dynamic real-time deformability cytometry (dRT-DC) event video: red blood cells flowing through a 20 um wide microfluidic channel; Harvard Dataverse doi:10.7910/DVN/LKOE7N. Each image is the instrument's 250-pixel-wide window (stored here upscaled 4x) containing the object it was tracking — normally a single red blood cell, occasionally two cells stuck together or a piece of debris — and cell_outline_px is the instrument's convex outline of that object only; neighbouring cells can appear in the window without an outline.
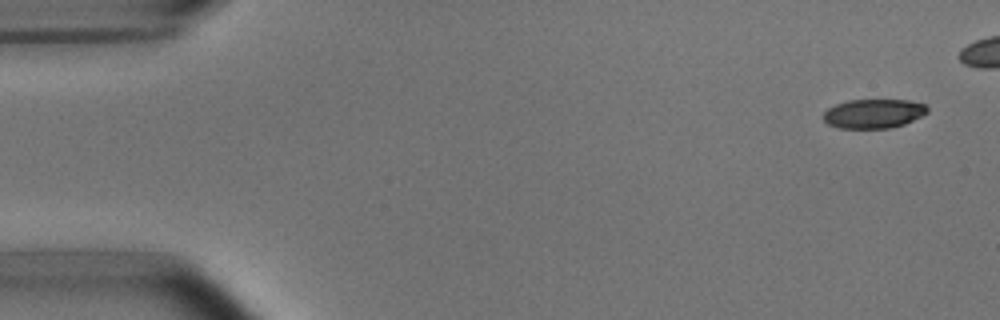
{"species": "common noctule bat (a hibernating species)", "species_latin": "Nyctalus noctula", "temperature_condition": "room temperature", "stored_images_in_passage": 5, "camera_frame_rate_fps": 3000, "um_per_image_px": 0.085, "animal": {"sex": "male", "body_mass_g": 15.6}, "frame": {"image": 1, "passage_image": 1, "time_ms": 0.0, "image_size_px": [1000, 320], "cell_outline_px": [[928, 112], [904, 124], [892, 128], [836, 128], [828, 124], [824, 120], [824, 112], [828, 108], [836, 104], [848, 100], [908, 100], [924, 104], [928, 108]], "centroid_in_image_um": [74.24, 9.66], "position_along_channel_um": 10.8, "area_um2": 17.63}}
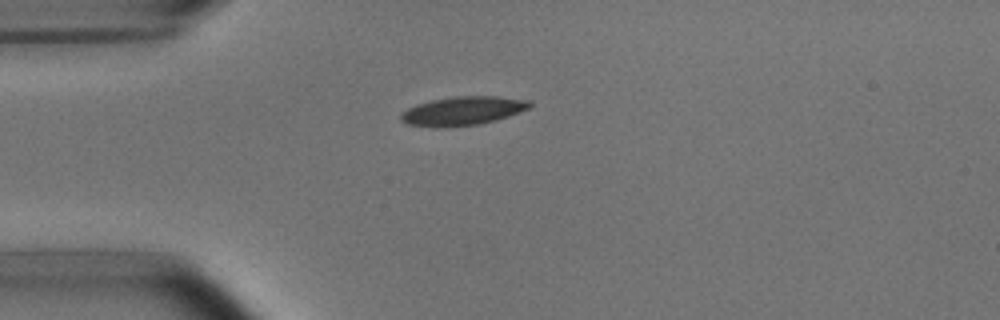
{"frame": {"image": 2, "passage_image": 5, "time_ms": 5.667, "image_size_px": [1000, 320], "cell_outline_px": [[532, 108], [496, 120], [480, 124], [440, 128], [436, 128], [408, 124], [400, 120], [400, 116], [408, 108], [416, 104], [432, 100], [452, 96], [500, 96], [528, 100], [532, 104]], "centroid_in_image_um": [39.36, 9.43], "position_along_channel_um": 45.6, "area_um2": 21.79}}